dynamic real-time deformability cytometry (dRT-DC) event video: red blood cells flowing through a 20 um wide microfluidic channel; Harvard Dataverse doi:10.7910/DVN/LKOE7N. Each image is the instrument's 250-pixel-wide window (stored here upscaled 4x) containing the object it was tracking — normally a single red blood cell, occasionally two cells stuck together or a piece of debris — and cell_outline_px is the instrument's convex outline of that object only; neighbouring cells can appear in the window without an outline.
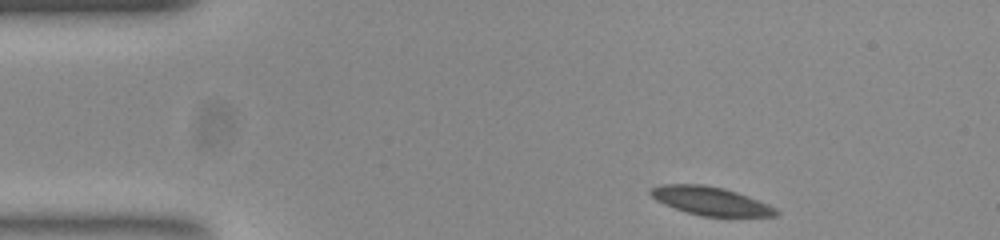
{"species": "common noctule bat (a hibernating species)", "species_latin": "Nyctalus noctula", "temperature_condition": "room temperature", "stored_images_in_passage": 47, "camera_frame_rate_fps": 3000, "um_per_image_px": 0.085, "animal": {"sex": "female", "body_mass_g": 23.0, "forearm_length_mm": 53.4}, "frame": {"image": 1, "passage_image": 1, "time_ms": 0.0, "image_size_px": [1000, 240], "cell_outline_px": [[780, 212], [776, 216], [700, 216], [664, 204], [656, 200], [648, 192], [648, 188], [660, 184], [704, 184], [724, 188], [748, 196], [768, 204], [776, 208]], "centroid_in_image_um": [60.37, 17.07], "position_along_channel_um": 24.6, "area_um2": 20.75}}
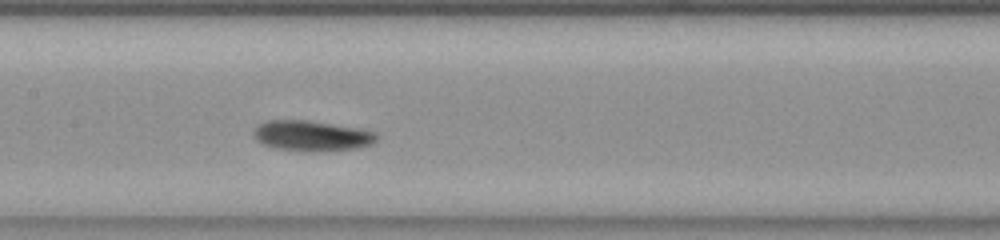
{"frame": {"image": 2, "passage_image": 19, "time_ms": 6.0, "image_size_px": [1000, 240], "cell_outline_px": [[380, 136], [372, 144], [356, 148], [312, 152], [276, 148], [264, 144], [256, 140], [252, 136], [252, 132], [260, 124], [268, 120], [308, 120], [364, 128], [376, 132]], "centroid_in_image_um": [26.55, 11.53], "position_along_channel_um": 180.9, "area_um2": 22.08}}
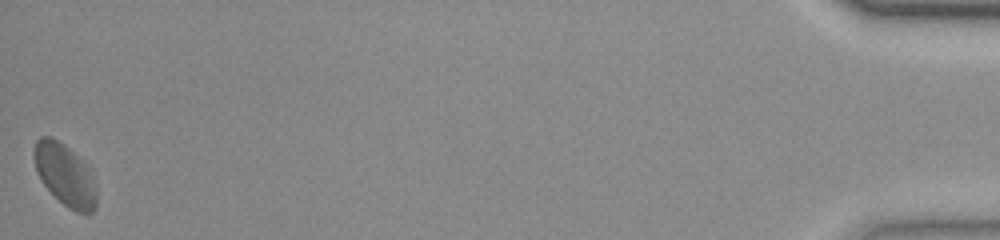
{"frame": {"image": 3, "passage_image": 47, "time_ms": 15.333, "image_size_px": [1000, 240], "cell_outline_px": [[96, 208], [92, 212], [76, 212], [68, 208], [44, 184], [36, 168], [32, 152], [36, 140], [40, 136], [48, 136], [64, 144], [84, 164], [96, 188]], "centroid_in_image_um": [5.49, 14.86], "position_along_channel_um": 429.7, "area_um2": 21.73}, "authors_computed_cell_mechanics": {"area_um2": 21.2126, "velocity_mm_per_s": 3.7507, "shape_relaxation_time_tau1_ms": 3.0791, "shape_relaxation_time_tau2_ms": null, "deformation_change_tau1": 0.0901, "deformation_change_tau2": null}}